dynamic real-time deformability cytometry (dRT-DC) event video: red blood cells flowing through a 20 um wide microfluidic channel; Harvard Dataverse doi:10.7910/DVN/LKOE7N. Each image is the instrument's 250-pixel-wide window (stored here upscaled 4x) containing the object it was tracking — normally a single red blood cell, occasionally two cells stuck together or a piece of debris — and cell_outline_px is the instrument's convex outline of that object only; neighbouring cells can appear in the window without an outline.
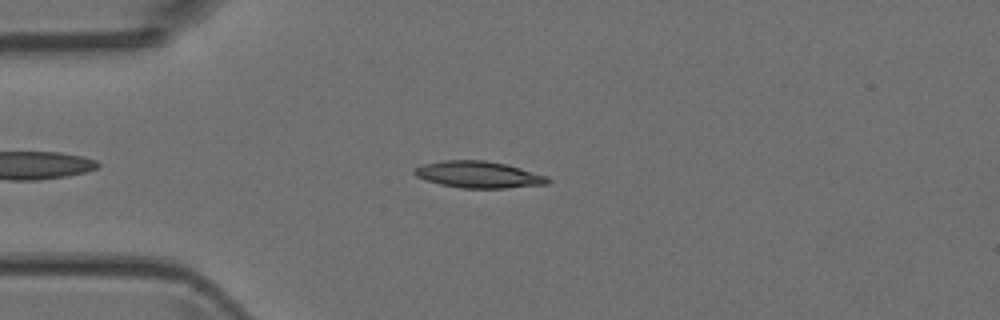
{"species": "Egyptian fruit bat (a non-hibernating species)", "species_latin": "Rousettus aegyptiacus", "temperature_condition": "room temperature", "stored_images_in_passage": 45, "camera_frame_rate_fps": 3000, "um_per_image_px": 0.085, "animal": {"sex": "female"}, "frame": {"image": 1, "passage_image": 8, "time_ms": 2.333, "image_size_px": [1000, 320], "cell_outline_px": [[552, 180], [548, 184], [504, 188], [460, 188], [440, 184], [424, 180], [416, 176], [412, 172], [416, 168], [424, 164], [444, 160], [484, 160], [508, 164], [548, 176]], "centroid_in_image_um": [40.7, 14.84], "position_along_channel_um": 44.3, "area_um2": 20.87}}
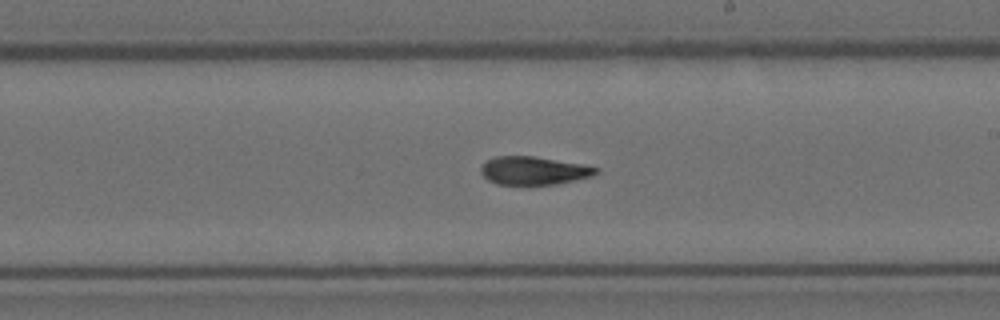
{"frame": {"image": 2, "passage_image": 24, "time_ms": 7.667, "image_size_px": [1000, 320], "cell_outline_px": [[600, 172], [592, 176], [556, 184], [528, 188], [496, 184], [488, 180], [480, 172], [480, 168], [488, 160], [496, 156], [532, 156], [580, 164], [600, 168]], "centroid_in_image_um": [45.34, 14.56], "position_along_channel_um": 243.7, "area_um2": 19.54}}
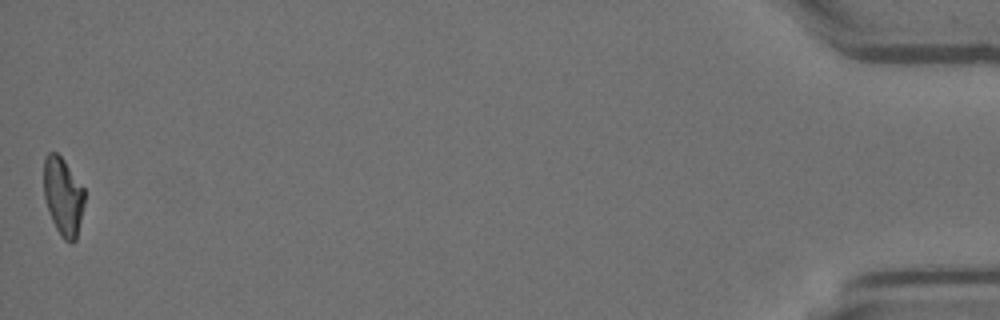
{"frame": {"image": 3, "passage_image": 45, "time_ms": 14.667, "image_size_px": [1000, 320], "cell_outline_px": [[84, 204], [76, 240], [72, 244], [64, 240], [60, 236], [52, 220], [44, 196], [44, 156], [48, 152], [56, 152], [64, 160], [84, 188]], "centroid_in_image_um": [5.36, 16.7], "position_along_channel_um": 429.8, "area_um2": 18.5}}